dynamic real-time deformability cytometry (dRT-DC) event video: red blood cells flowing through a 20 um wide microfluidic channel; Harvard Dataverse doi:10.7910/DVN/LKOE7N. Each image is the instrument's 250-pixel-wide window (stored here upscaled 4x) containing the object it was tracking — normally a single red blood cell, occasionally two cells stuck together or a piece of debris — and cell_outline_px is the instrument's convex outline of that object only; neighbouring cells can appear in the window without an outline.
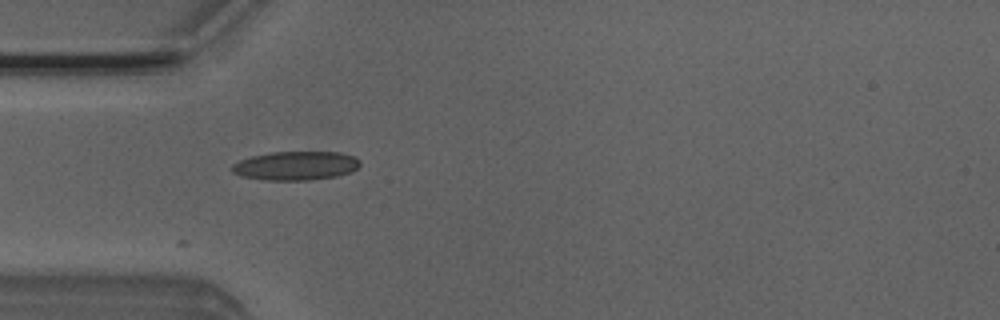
{"species": "Egyptian fruit bat (a non-hibernating species)", "species_latin": "Rousettus aegyptiacus", "temperature_condition": "room temperature", "stored_images_in_passage": 11, "camera_frame_rate_fps": 3000, "um_per_image_px": 0.085, "animal": {"sex": "male"}, "frame": {"image": 1, "passage_image": 1, "time_ms": 0.0, "image_size_px": [1000, 320], "cell_outline_px": [[360, 164], [352, 172], [336, 176], [312, 180], [264, 180], [240, 176], [232, 172], [228, 168], [232, 164], [240, 160], [252, 156], [272, 152], [340, 152], [356, 156], [360, 160]], "centroid_in_image_um": [25.13, 14.09], "position_along_channel_um": 59.9, "area_um2": 21.79}}
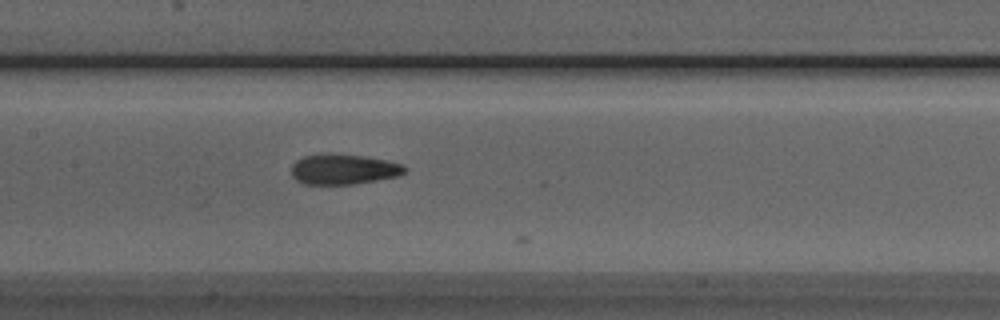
{"frame": {"image": 2, "passage_image": 10, "time_ms": 3.0, "image_size_px": [1000, 320], "cell_outline_px": [[408, 168], [400, 176], [352, 184], [304, 184], [296, 180], [292, 176], [292, 164], [296, 160], [304, 156], [320, 152], [332, 152], [364, 156], [404, 164]], "centroid_in_image_um": [29.18, 14.36], "position_along_channel_um": 178.2, "area_um2": 20.4}}